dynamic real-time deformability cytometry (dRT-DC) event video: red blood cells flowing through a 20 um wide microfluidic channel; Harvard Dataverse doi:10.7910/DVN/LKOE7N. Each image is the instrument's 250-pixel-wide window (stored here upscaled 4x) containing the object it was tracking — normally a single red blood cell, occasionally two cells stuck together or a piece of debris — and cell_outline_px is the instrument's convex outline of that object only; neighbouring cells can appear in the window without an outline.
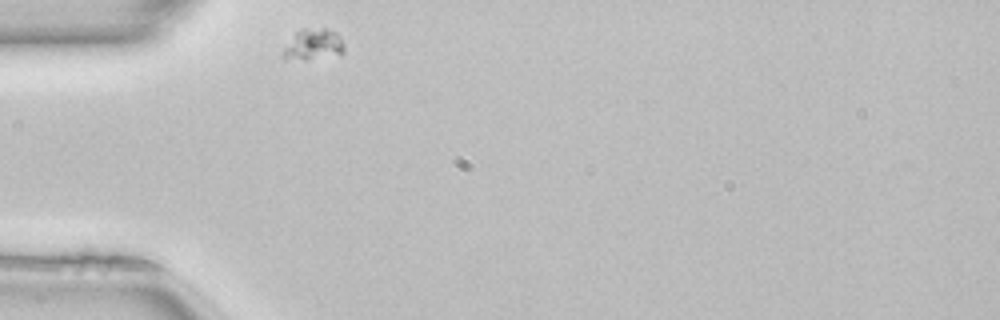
{"species": "common noctule bat (a hibernating species)", "species_latin": "Nyctalus noctula", "temperature_condition": "room temperature", "stored_images_in_passage": 30, "camera_frame_rate_fps": 3000, "um_per_image_px": 0.085, "animal": {"sex": "female", "body_mass_g": 22.7, "forearm_length_mm": 54.2}, "frame": {"image": 1, "passage_image": 1, "time_ms": 0.0, "image_size_px": [1000, 320], "cell_outline_px": [[344, 52], [340, 56], [304, 60], [284, 60], [280, 56], [284, 48], [296, 32], [300, 28], [328, 28], [336, 32], [340, 36], [344, 44]], "centroid_in_image_um": [26.64, 3.81], "position_along_channel_um": 58.4, "area_um2": 11.62}}